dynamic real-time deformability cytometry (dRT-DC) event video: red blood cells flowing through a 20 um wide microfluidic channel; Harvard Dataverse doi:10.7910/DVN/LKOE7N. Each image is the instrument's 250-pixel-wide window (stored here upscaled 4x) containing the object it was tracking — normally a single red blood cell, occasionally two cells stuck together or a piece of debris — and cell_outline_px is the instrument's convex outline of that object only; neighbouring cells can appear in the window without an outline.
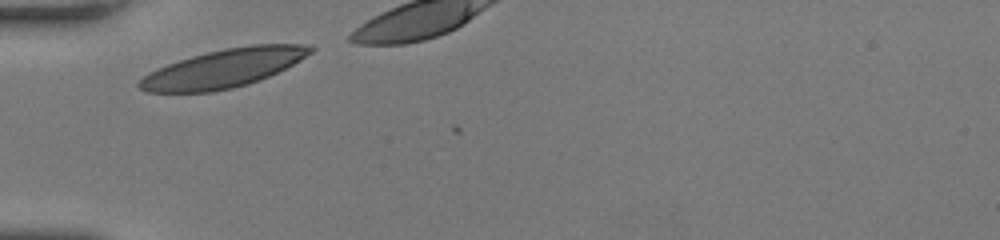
{"species": "human", "species_latin": "Homo sapiens", "temperature_condition": "room temperature", "stored_images_in_passage": 8, "camera_frame_rate_fps": 3000, "um_per_image_px": 0.085, "donor": {"sex": "female"}, "frame": {"image": 1, "passage_image": 1, "time_ms": 0.0, "image_size_px": [1000, 240], "cell_outline_px": [[316, 48], [312, 52], [300, 60], [260, 80], [248, 84], [232, 88], [212, 92], [148, 92], [140, 88], [136, 84], [148, 72], [156, 68], [192, 56], [224, 48], [252, 44], [304, 44]], "centroid_in_image_um": [18.99, 5.8], "position_along_channel_um": 66.0, "area_um2": 38.03}}
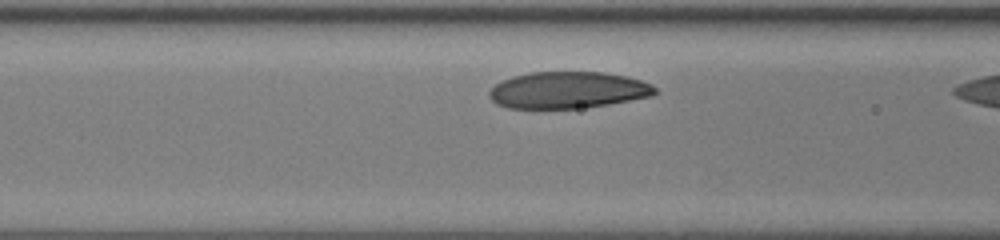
{"frame": {"image": 2, "passage_image": 6, "time_ms": 1.667, "image_size_px": [1000, 240], "cell_outline_px": [[656, 92], [652, 96], [608, 104], [580, 108], [508, 108], [496, 104], [488, 96], [488, 92], [496, 84], [512, 76], [532, 72], [604, 72], [628, 76], [652, 84], [656, 88]], "centroid_in_image_um": [48.27, 7.65], "position_along_channel_um": 118.3, "area_um2": 35.43}}